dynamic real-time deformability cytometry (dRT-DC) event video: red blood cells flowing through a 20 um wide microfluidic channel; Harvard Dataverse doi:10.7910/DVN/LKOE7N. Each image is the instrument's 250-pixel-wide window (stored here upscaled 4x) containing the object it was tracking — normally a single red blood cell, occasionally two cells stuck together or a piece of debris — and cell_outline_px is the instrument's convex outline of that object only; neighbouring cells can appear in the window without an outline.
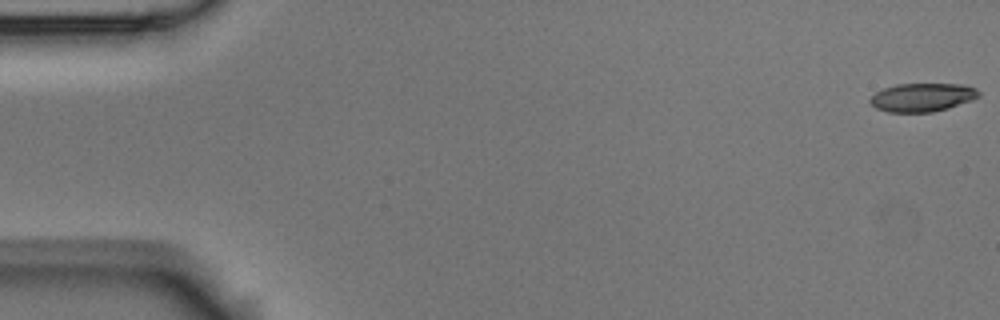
{"species": "Egyptian fruit bat (a non-hibernating species)", "species_latin": "Rousettus aegyptiacus", "temperature_condition": "room temperature", "stored_images_in_passage": 14, "camera_frame_rate_fps": 3000, "um_per_image_px": 0.085, "animal": {"sex": "male"}, "frame": {"image": 1, "passage_image": 1, "time_ms": 0.0, "image_size_px": [1000, 320], "cell_outline_px": [[980, 96], [972, 100], [948, 108], [932, 112], [888, 112], [876, 108], [868, 100], [876, 92], [884, 88], [896, 84], [964, 84], [976, 88], [980, 92]], "centroid_in_image_um": [78.41, 8.27], "position_along_channel_um": 6.6, "area_um2": 18.03}}
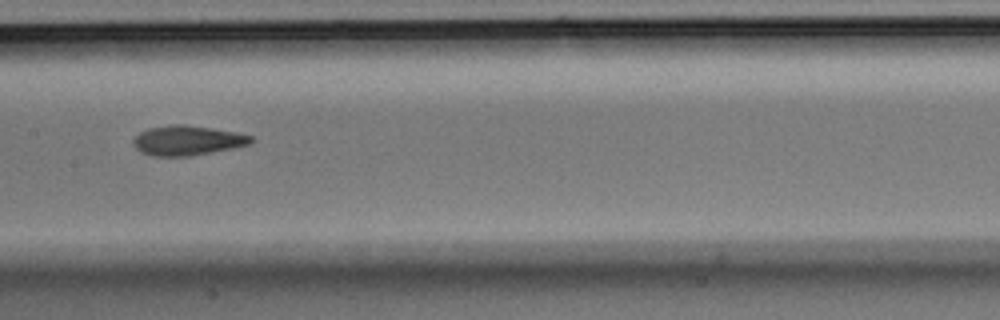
{"frame": {"image": 2, "passage_image": 7, "time_ms": 2.0, "image_size_px": [1000, 320], "cell_outline_px": [[256, 140], [252, 144], [232, 148], [188, 156], [152, 156], [140, 152], [132, 144], [132, 140], [140, 132], [148, 128], [172, 124], [184, 124], [236, 132], [252, 136]], "centroid_in_image_um": [15.92, 11.93], "position_along_channel_um": 191.5, "area_um2": 20.46}}
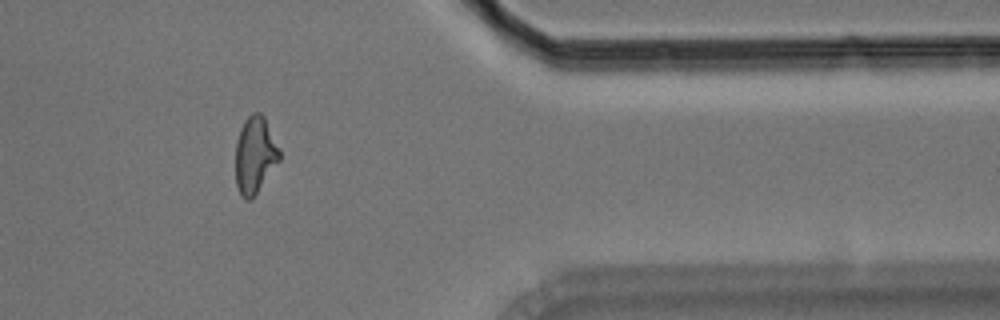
{"frame": {"image": 3, "passage_image": 12, "time_ms": 3.667, "image_size_px": [1000, 320], "cell_outline_px": [[280, 160], [252, 200], [244, 200], [240, 196], [236, 184], [236, 140], [240, 128], [244, 120], [252, 112], [260, 112], [264, 116], [280, 148]], "centroid_in_image_um": [21.67, 13.18], "position_along_channel_um": 389.7, "area_um2": 20.0}}